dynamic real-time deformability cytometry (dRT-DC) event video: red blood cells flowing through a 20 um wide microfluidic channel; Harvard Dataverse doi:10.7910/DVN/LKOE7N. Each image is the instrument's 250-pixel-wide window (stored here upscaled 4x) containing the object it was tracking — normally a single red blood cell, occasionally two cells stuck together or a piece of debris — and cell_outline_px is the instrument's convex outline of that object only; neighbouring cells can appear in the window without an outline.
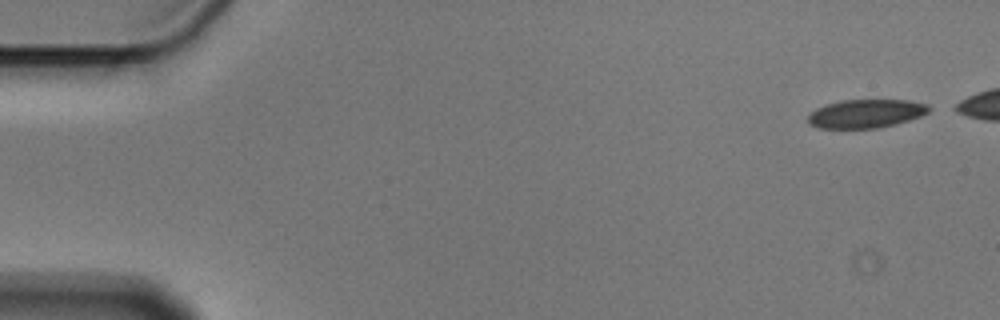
{"species": "Egyptian fruit bat (a non-hibernating species)", "species_latin": "Rousettus aegyptiacus", "temperature_condition": "cold", "stored_images_in_passage": 5, "camera_frame_rate_fps": 3000, "um_per_image_px": 0.085, "animal": {"sex": "male"}, "frame": {"image": 1, "passage_image": 1, "time_ms": 0.0, "image_size_px": [1000, 320], "cell_outline_px": [[932, 108], [928, 112], [920, 116], [896, 124], [876, 128], [820, 128], [808, 124], [808, 116], [816, 108], [840, 100], [908, 100], [928, 104]], "centroid_in_image_um": [73.62, 9.65], "position_along_channel_um": 11.4, "area_um2": 20.06}}